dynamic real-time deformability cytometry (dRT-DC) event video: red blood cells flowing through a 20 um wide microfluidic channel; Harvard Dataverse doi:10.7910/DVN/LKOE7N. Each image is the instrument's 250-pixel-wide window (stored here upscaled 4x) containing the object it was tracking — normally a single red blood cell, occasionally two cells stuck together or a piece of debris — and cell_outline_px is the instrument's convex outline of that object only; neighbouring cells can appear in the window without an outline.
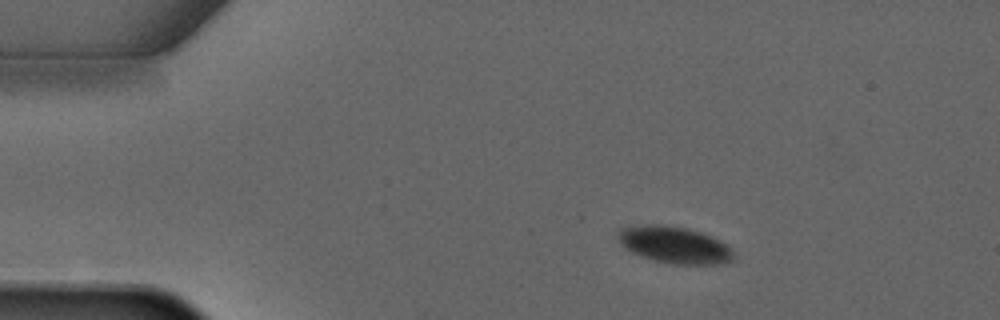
{"species": "common noctule bat (a hibernating species)", "species_latin": "Nyctalus noctula", "temperature_condition": "warm", "stored_images_in_passage": 4, "camera_frame_rate_fps": 3000, "um_per_image_px": 0.085, "animal": {"sex": "male", "forearm_length_mm": 52.5}, "frame": {"image": 1, "passage_image": 1, "time_ms": 0.0, "image_size_px": [1000, 320], "cell_outline_px": [[736, 252], [732, 260], [716, 264], [676, 264], [656, 260], [632, 252], [624, 248], [616, 240], [616, 232], [620, 228], [648, 224], [660, 224], [688, 228], [712, 236], [728, 244]], "centroid_in_image_um": [57.33, 20.79], "position_along_channel_um": 27.7, "area_um2": 24.97}}
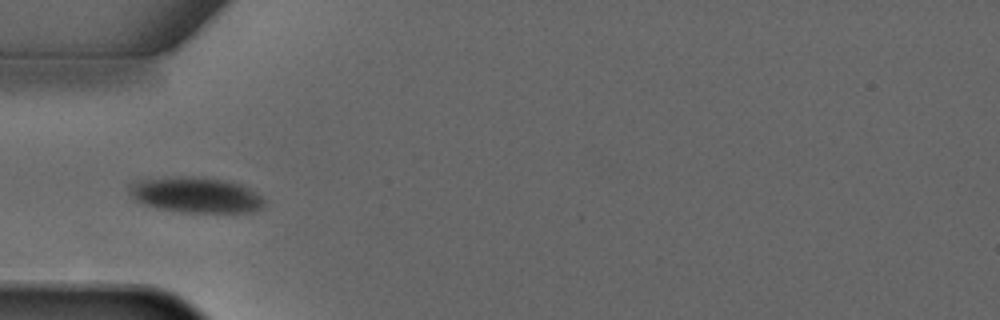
{"frame": {"image": 2, "passage_image": 3, "time_ms": 2.333, "image_size_px": [1000, 320], "cell_outline_px": [[264, 208], [248, 212], [188, 212], [160, 208], [144, 204], [136, 200], [128, 188], [136, 180], [180, 176], [192, 176], [224, 180], [240, 184], [248, 188], [260, 196], [264, 200]], "centroid_in_image_um": [16.66, 16.56], "position_along_channel_um": 68.3, "area_um2": 27.57}}